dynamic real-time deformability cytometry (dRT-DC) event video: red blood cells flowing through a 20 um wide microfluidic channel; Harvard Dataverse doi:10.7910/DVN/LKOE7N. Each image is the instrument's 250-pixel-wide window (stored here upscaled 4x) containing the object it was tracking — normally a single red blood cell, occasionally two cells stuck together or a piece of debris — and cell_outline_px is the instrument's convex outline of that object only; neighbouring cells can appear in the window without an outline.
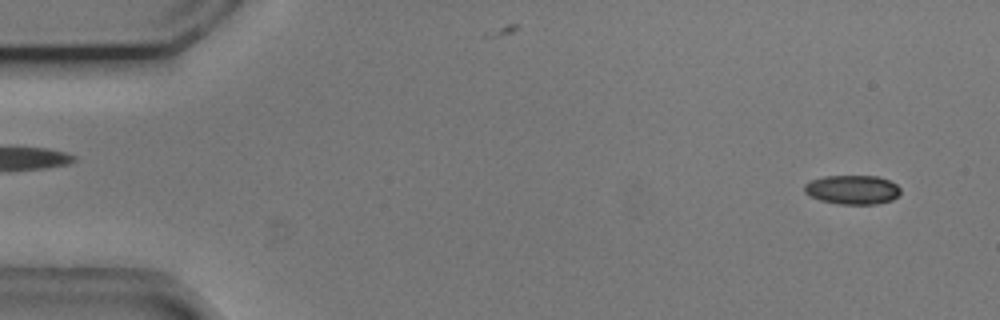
{"species": "common noctule bat (a hibernating species)", "species_latin": "Nyctalus noctula", "temperature_condition": "cold", "stored_images_in_passage": 54, "camera_frame_rate_fps": 3000, "um_per_image_px": 0.085, "animal": {"sex": "male", "body_mass_g": 20.5, "forearm_length_mm": 52.5}, "frame": {"image": 1, "passage_image": 3, "time_ms": 0.667, "image_size_px": [1000, 320], "cell_outline_px": [[900, 192], [892, 200], [876, 204], [840, 204], [820, 200], [804, 192], [804, 184], [812, 180], [824, 176], [876, 176], [888, 180], [896, 184], [900, 188]], "centroid_in_image_um": [72.45, 16.12], "position_along_channel_um": 12.6, "area_um2": 16.18}}
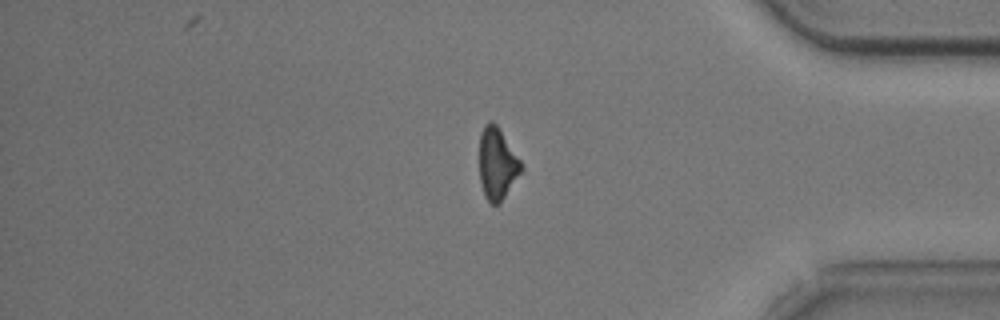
{"frame": {"image": 2, "passage_image": 45, "time_ms": 14.667, "image_size_px": [1000, 320], "cell_outline_px": [[524, 168], [500, 204], [492, 204], [484, 196], [480, 180], [480, 132], [484, 124], [488, 120], [492, 120], [496, 124], [520, 160]], "centroid_in_image_um": [42.25, 13.91], "position_along_channel_um": 392.9, "area_um2": 17.46}}
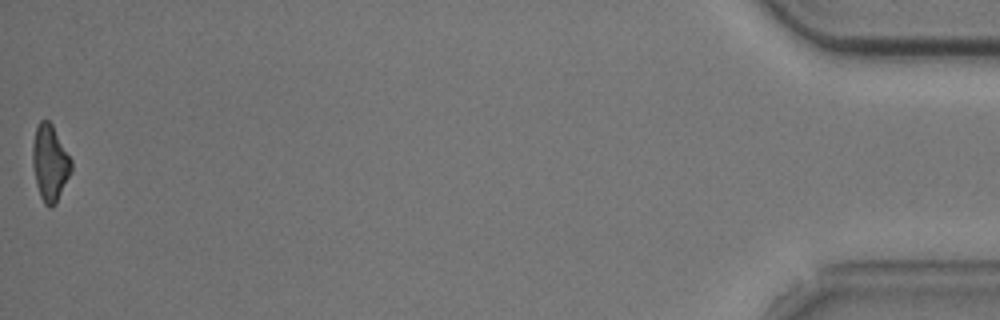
{"frame": {"image": 3, "passage_image": 54, "time_ms": 17.667, "image_size_px": [1000, 320], "cell_outline_px": [[72, 172], [56, 204], [52, 208], [48, 208], [44, 204], [40, 196], [36, 184], [32, 164], [32, 144], [36, 128], [40, 120], [48, 120], [52, 124], [72, 160]], "centroid_in_image_um": [4.25, 13.89], "position_along_channel_um": 431.0, "area_um2": 17.46}, "authors_computed_cell_mechanics": {"area_um2": 18.5538, "velocity_mm_per_s": 3.7044, "shape_relaxation_time_tau1_ms": 9.8186, "shape_relaxation_time_tau2_ms": 5.9333, "deformation_change_tau1": 0.2185, "deformation_change_tau2": 0.2134}}